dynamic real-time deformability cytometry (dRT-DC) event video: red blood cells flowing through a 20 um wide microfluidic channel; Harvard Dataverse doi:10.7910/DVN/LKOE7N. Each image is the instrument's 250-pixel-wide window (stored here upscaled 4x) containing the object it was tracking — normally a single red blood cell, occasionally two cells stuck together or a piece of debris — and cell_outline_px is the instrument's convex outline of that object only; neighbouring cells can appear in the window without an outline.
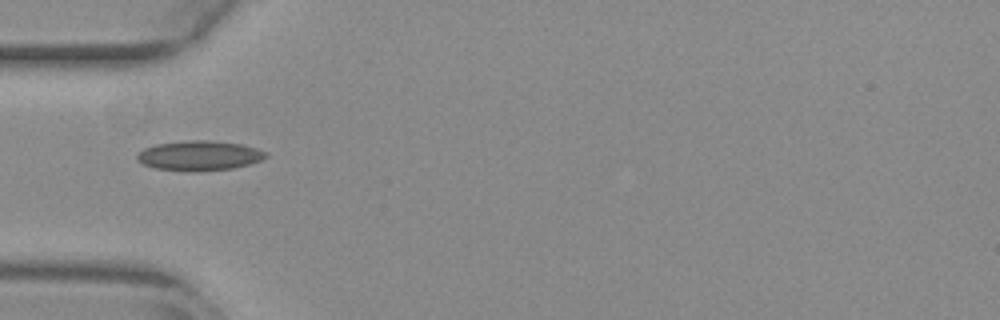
{"species": "common noctule bat (a hibernating species)", "species_latin": "Nyctalus noctula", "temperature_condition": "warm", "stored_images_in_passage": 37, "camera_frame_rate_fps": 3000, "um_per_image_px": 0.085, "animal": {"sex": "female", "body_mass_g": 29.2, "forearm_length_mm": 56.3}, "frame": {"image": 1, "passage_image": 1, "time_ms": 0.0, "image_size_px": [1000, 320], "cell_outline_px": [[268, 156], [260, 160], [248, 164], [232, 168], [196, 172], [188, 172], [156, 168], [144, 164], [136, 160], [136, 156], [144, 148], [156, 144], [188, 140], [208, 140], [240, 144], [256, 148], [268, 152]], "centroid_in_image_um": [16.93, 13.23], "position_along_channel_um": 68.1, "area_um2": 22.37}}
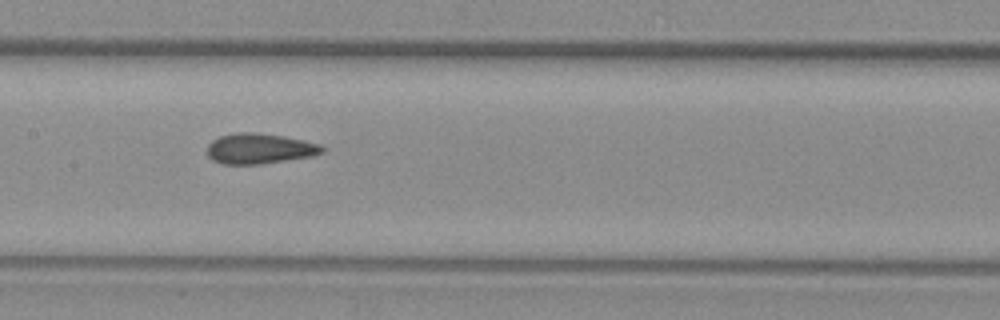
{"frame": {"image": 2, "passage_image": 10, "time_ms": 3.0, "image_size_px": [1000, 320], "cell_outline_px": [[324, 152], [312, 156], [260, 164], [224, 164], [212, 160], [208, 156], [208, 144], [212, 140], [220, 136], [236, 132], [256, 132], [284, 136], [320, 144], [324, 148]], "centroid_in_image_um": [22.05, 12.62], "position_along_channel_um": 185.4, "area_um2": 20.35}}
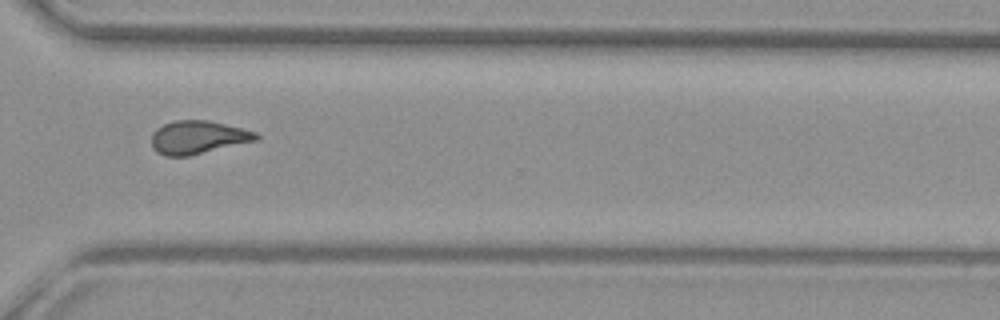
{"frame": {"image": 3, "passage_image": 23, "time_ms": 7.333, "image_size_px": [1000, 320], "cell_outline_px": [[260, 136], [256, 140], [188, 156], [164, 156], [156, 152], [152, 148], [152, 132], [156, 128], [172, 120], [208, 120], [256, 132]], "centroid_in_image_um": [16.77, 11.67], "position_along_channel_um": 353.8, "area_um2": 20.11}, "authors_computed_cell_mechanics": {"area_um2": 20.0566, "velocity_mm_per_s": 3.8908, "shape_relaxation_time_tau1_ms": null, "shape_relaxation_time_tau2_ms": 1.9361, "deformation_change_tau1": null, "deformation_change_tau2": 0.0783}}